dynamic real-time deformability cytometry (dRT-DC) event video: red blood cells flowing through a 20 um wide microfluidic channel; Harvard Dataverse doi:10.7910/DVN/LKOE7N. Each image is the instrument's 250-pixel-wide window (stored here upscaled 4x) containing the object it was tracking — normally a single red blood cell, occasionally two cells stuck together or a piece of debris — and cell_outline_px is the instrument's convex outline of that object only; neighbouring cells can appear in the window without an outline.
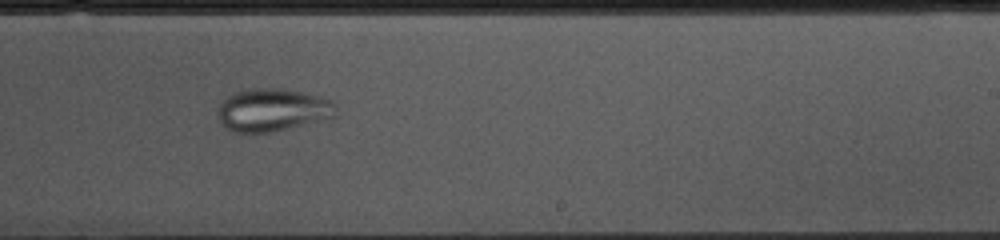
{"species": "common noctule bat (a hibernating species)", "species_latin": "Nyctalus noctula", "temperature_condition": "cold", "stored_images_in_passage": 52, "camera_frame_rate_fps": 3000, "um_per_image_px": 0.085, "animal": {"sex": "female", "body_mass_g": 10.0, "forearm_length_mm": 53.1}, "frame": {"image": 1, "passage_image": 30, "time_ms": 9.667, "image_size_px": [1000, 240], "cell_outline_px": [[336, 116], [332, 120], [272, 132], [236, 132], [228, 128], [220, 120], [216, 112], [220, 100], [236, 92], [248, 88], [276, 88], [304, 92], [332, 100], [336, 104]], "centroid_in_image_um": [23.23, 9.35], "position_along_channel_um": 265.8, "area_um2": 30.06}}
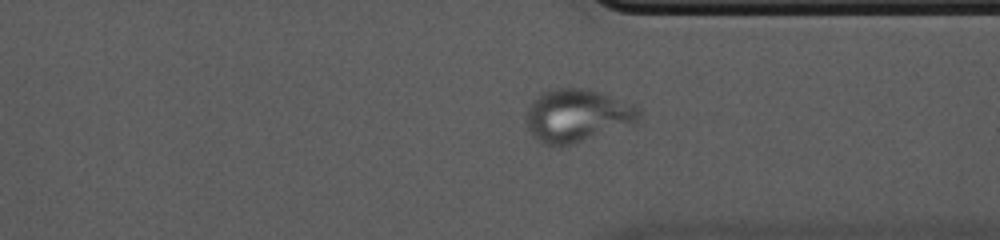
{"frame": {"image": 2, "passage_image": 38, "time_ms": 12.333, "image_size_px": [1000, 240], "cell_outline_px": [[640, 120], [632, 124], [572, 144], [544, 144], [536, 140], [532, 136], [528, 128], [524, 116], [532, 100], [536, 96], [544, 92], [556, 88], [588, 88], [636, 104], [640, 108]], "centroid_in_image_um": [49.06, 9.79], "position_along_channel_um": 362.3, "area_um2": 34.8}}
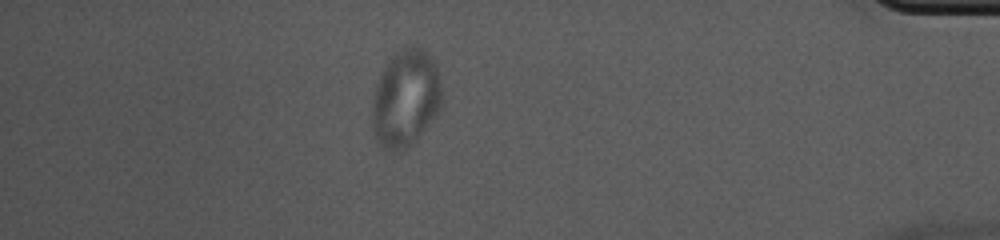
{"frame": {"image": 3, "passage_image": 45, "time_ms": 14.667, "image_size_px": [1000, 240], "cell_outline_px": [[444, 104], [440, 112], [404, 152], [392, 152], [384, 148], [376, 140], [372, 128], [372, 96], [380, 76], [392, 52], [404, 48], [420, 48], [428, 52], [436, 64], [440, 80], [444, 100]], "centroid_in_image_um": [34.5, 8.39], "position_along_channel_um": 400.7, "area_um2": 40.17}}